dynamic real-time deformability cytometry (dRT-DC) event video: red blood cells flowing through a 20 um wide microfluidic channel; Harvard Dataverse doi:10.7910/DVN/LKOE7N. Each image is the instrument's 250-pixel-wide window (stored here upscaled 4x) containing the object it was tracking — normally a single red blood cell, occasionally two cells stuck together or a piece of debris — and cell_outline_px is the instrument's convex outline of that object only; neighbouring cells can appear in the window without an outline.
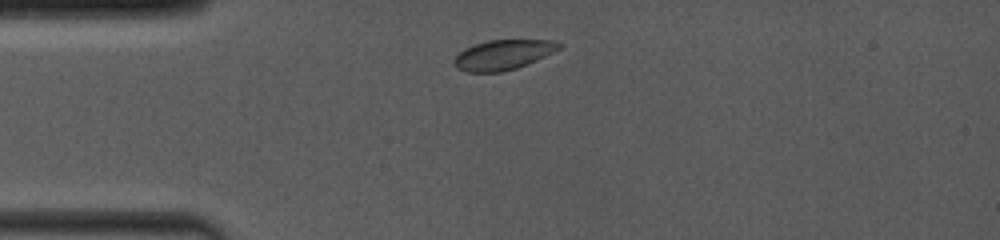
{"species": "common noctule bat (a hibernating species)", "species_latin": "Nyctalus noctula", "temperature_condition": "room temperature", "stored_images_in_passage": 31, "camera_frame_rate_fps": 4000, "um_per_image_px": 0.085, "animal": {"sex": "female", "body_mass_g": 19.0, "forearm_length_mm": 53.3}, "frame": {"image": 1, "passage_image": 1, "time_ms": 0.0, "image_size_px": [1000, 240], "cell_outline_px": [[564, 44], [560, 48], [536, 60], [516, 68], [500, 72], [464, 72], [456, 68], [452, 60], [464, 48], [488, 40], [556, 40]], "centroid_in_image_um": [42.74, 4.65], "position_along_channel_um": 42.3, "area_um2": 18.26}}
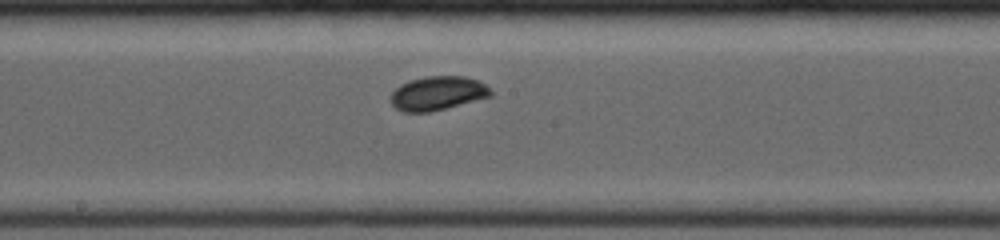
{"frame": {"image": 2, "passage_image": 14, "time_ms": 4.75, "image_size_px": [1000, 240], "cell_outline_px": [[492, 96], [428, 112], [404, 112], [396, 108], [388, 100], [392, 92], [400, 84], [408, 80], [424, 76], [464, 76], [476, 80], [484, 84], [492, 92]], "centroid_in_image_um": [37.14, 7.92], "position_along_channel_um": 211.1, "area_um2": 19.71}}
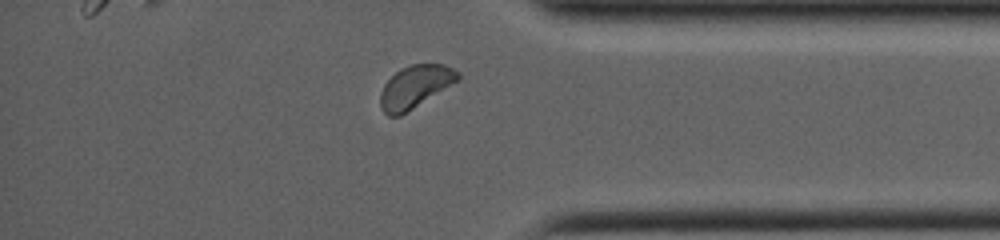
{"frame": {"image": 3, "passage_image": 27, "time_ms": 9.5, "image_size_px": [1000, 240], "cell_outline_px": [[460, 80], [400, 116], [388, 116], [384, 112], [380, 104], [380, 92], [384, 84], [400, 68], [412, 64], [444, 64], [460, 72]], "centroid_in_image_um": [35.3, 7.37], "position_along_channel_um": 399.9, "area_um2": 19.25}, "authors_computed_cell_mechanics": {"area_um2": 19.363, "velocity_mm_per_s": 4.0449, "shape_relaxation_time_tau1_ms": 2.1762, "shape_relaxation_time_tau2_ms": null, "deformation_change_tau1": 0.0577, "deformation_change_tau2": null}}